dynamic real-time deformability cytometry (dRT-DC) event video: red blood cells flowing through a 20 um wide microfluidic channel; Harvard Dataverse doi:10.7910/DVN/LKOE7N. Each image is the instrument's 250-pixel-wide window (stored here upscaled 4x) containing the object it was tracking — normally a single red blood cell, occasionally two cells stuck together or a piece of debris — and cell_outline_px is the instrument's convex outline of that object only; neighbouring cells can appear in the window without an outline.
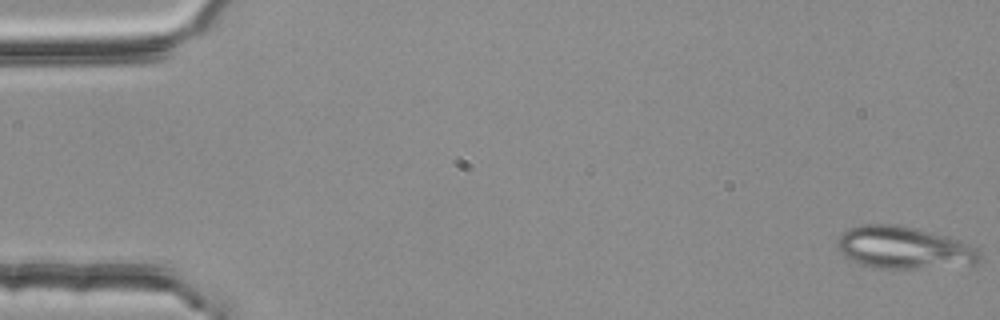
{"species": "common noctule bat (a hibernating species)", "species_latin": "Nyctalus noctula", "temperature_condition": "room temperature", "stored_images_in_passage": 5, "camera_frame_rate_fps": 3000, "um_per_image_px": 0.085, "animal": {"sex": "female", "body_mass_g": 25.1}, "frame": {"image": 1, "passage_image": 1, "time_ms": 0.0, "image_size_px": [1000, 320], "cell_outline_px": [[980, 264], [912, 268], [880, 268], [864, 264], [852, 260], [840, 252], [836, 248], [836, 240], [844, 232], [852, 228], [864, 224], [896, 224], [912, 228], [956, 240], [980, 252]], "centroid_in_image_um": [76.77, 21.06], "position_along_channel_um": 8.2, "area_um2": 34.04}}